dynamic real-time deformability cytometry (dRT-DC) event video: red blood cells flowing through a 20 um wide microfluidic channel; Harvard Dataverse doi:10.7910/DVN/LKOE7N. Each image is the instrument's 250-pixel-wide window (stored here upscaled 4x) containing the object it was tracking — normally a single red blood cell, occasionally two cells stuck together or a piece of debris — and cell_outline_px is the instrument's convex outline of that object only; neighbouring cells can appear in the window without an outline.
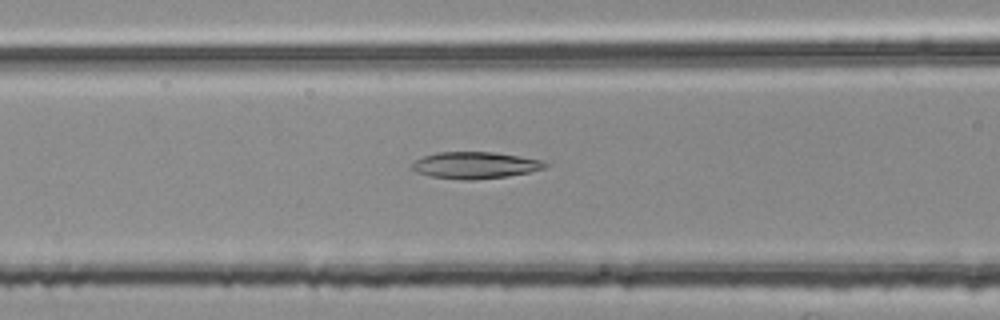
{"species": "common noctule bat (a hibernating species)", "species_latin": "Nyctalus noctula", "temperature_condition": "room temperature", "stored_images_in_passage": 43, "camera_frame_rate_fps": 3000, "um_per_image_px": 0.085, "animal": {"sex": "female", "body_mass_g": 25.1}, "frame": {"image": 1, "passage_image": 11, "time_ms": 3.333, "image_size_px": [1000, 320], "cell_outline_px": [[552, 164], [544, 168], [528, 172], [508, 176], [476, 180], [460, 180], [428, 176], [416, 172], [408, 164], [424, 156], [440, 152], [492, 152], [520, 156], [544, 160]], "centroid_in_image_um": [40.39, 14.05], "position_along_channel_um": 126.2, "area_um2": 20.98}}
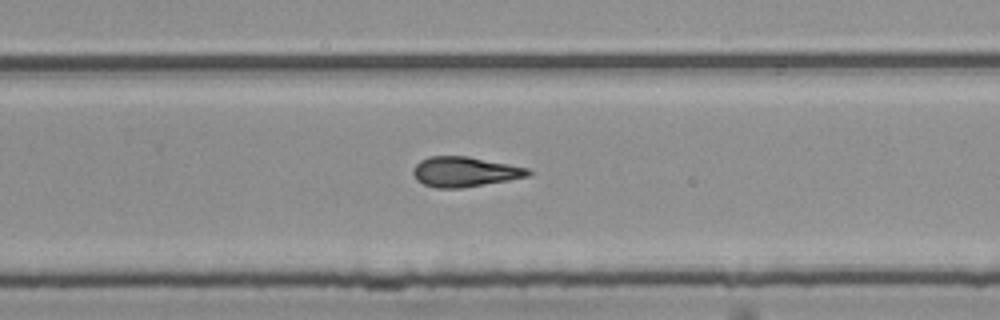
{"frame": {"image": 2, "passage_image": 24, "time_ms": 7.667, "image_size_px": [1000, 320], "cell_outline_px": [[532, 172], [528, 176], [508, 180], [460, 188], [436, 188], [424, 184], [416, 180], [412, 172], [416, 164], [420, 160], [428, 156], [468, 156], [528, 168]], "centroid_in_image_um": [39.46, 14.59], "position_along_channel_um": 290.3, "area_um2": 20.0}}
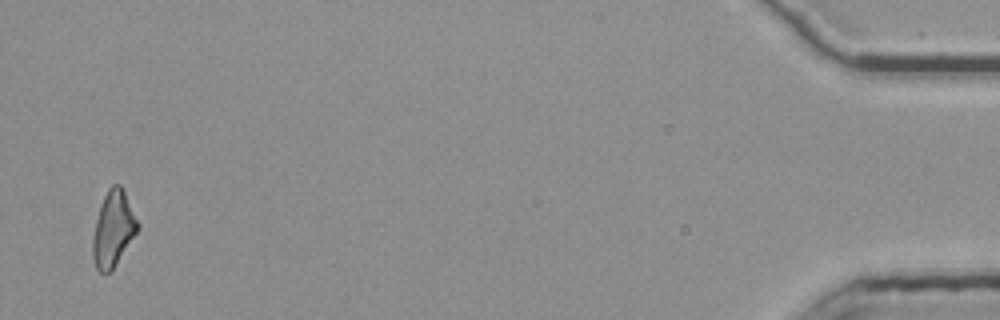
{"frame": {"image": 3, "passage_image": 42, "time_ms": 13.667, "image_size_px": [1000, 320], "cell_outline_px": [[140, 224], [136, 232], [112, 272], [100, 272], [96, 268], [92, 256], [92, 236], [100, 204], [108, 188], [112, 184], [120, 184]], "centroid_in_image_um": [9.6, 19.47], "position_along_channel_um": 425.6, "area_um2": 19.71}, "authors_computed_cell_mechanics": {"area_um2": 20.0566, "velocity_mm_per_s": 3.7979, "shape_relaxation_time_tau1_ms": 9.0482, "shape_relaxation_time_tau2_ms": 4.9997, "deformation_change_tau1": 0.2286, "deformation_change_tau2": 0.1712}}